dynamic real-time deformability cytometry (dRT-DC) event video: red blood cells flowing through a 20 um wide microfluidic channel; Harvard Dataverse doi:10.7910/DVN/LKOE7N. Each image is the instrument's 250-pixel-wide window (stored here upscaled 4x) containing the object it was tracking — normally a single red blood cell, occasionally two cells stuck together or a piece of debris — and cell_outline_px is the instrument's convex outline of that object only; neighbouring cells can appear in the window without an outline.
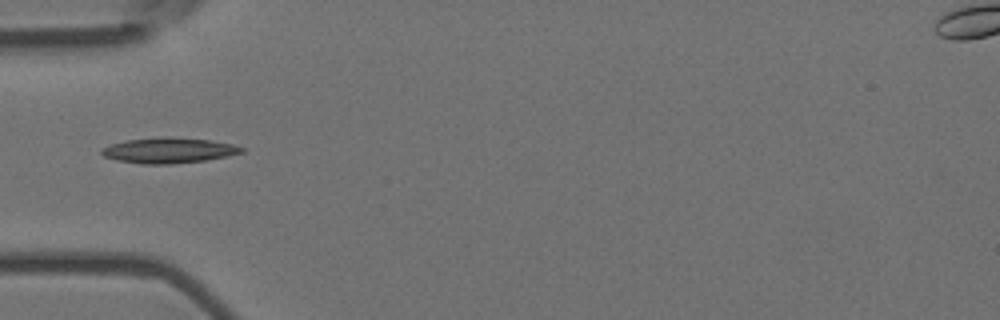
{"species": "Egyptian fruit bat (a non-hibernating species)", "species_latin": "Rousettus aegyptiacus", "temperature_condition": "room temperature", "stored_images_in_passage": 6, "camera_frame_rate_fps": 3000, "um_per_image_px": 0.085, "animal": {"sex": "female"}, "frame": {"image": 1, "passage_image": 1, "time_ms": 0.0, "image_size_px": [1000, 320], "cell_outline_px": [[244, 152], [228, 156], [204, 160], [172, 164], [140, 164], [116, 160], [104, 156], [100, 152], [100, 148], [112, 144], [128, 140], [160, 136], [168, 136], [208, 140], [232, 144], [244, 148]], "centroid_in_image_um": [14.32, 12.78], "position_along_channel_um": 70.7, "area_um2": 20.81}}
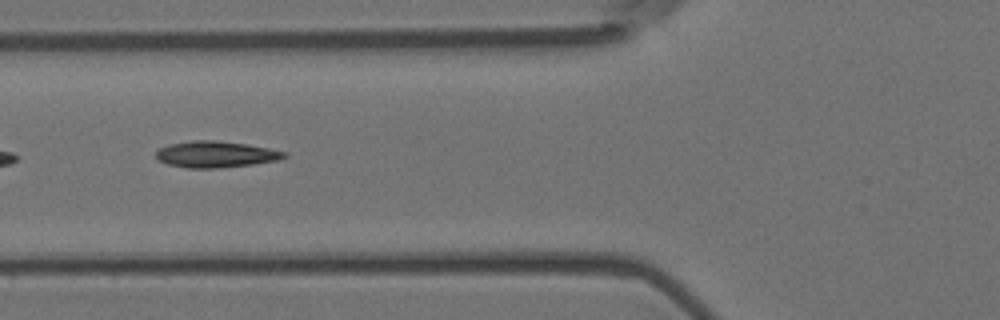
{"frame": {"image": 2, "passage_image": 4, "time_ms": 1.0, "image_size_px": [1000, 320], "cell_outline_px": [[288, 156], [280, 160], [252, 164], [220, 168], [188, 168], [168, 164], [156, 160], [156, 152], [160, 148], [168, 144], [192, 140], [216, 140], [248, 144], [288, 152]], "centroid_in_image_um": [18.35, 13.11], "position_along_channel_um": 107.4, "area_um2": 19.88}}